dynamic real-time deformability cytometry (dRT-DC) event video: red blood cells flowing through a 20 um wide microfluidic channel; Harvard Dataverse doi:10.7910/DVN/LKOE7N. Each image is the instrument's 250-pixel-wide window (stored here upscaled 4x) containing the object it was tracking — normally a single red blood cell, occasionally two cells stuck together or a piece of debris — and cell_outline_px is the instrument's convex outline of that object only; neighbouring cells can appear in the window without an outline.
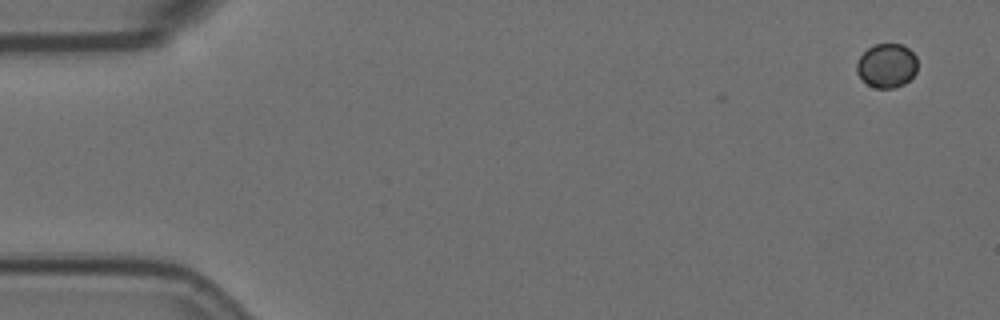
{"species": "Egyptian fruit bat (a non-hibernating species)", "species_latin": "Rousettus aegyptiacus", "temperature_condition": "room temperature", "stored_images_in_passage": 3, "camera_frame_rate_fps": 3000, "um_per_image_px": 0.085, "animal": {"sex": "female"}, "frame": {"image": 1, "passage_image": 1, "time_ms": 0.0, "image_size_px": [1000, 320], "cell_outline_px": [[916, 72], [904, 84], [896, 88], [876, 88], [868, 84], [856, 72], [856, 64], [860, 56], [868, 48], [876, 44], [904, 44], [916, 56]], "centroid_in_image_um": [75.37, 5.57], "position_along_channel_um": 9.6, "area_um2": 15.55}}